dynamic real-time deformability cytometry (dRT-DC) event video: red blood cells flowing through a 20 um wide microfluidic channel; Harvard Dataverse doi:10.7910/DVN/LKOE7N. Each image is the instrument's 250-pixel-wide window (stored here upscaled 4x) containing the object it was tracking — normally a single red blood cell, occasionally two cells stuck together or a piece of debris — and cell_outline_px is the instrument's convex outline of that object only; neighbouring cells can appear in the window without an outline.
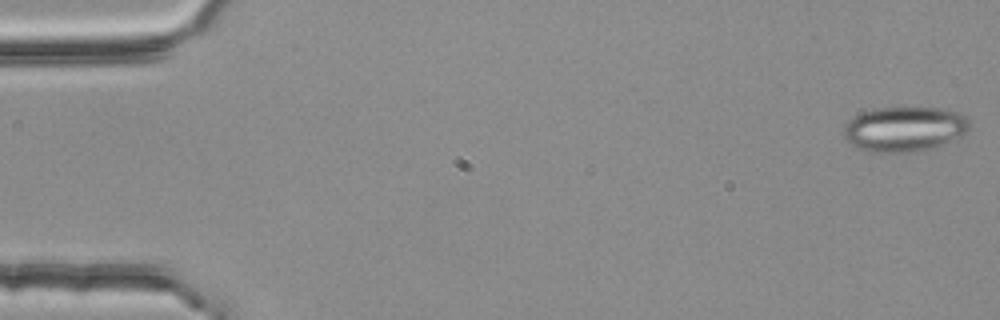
{"species": "common noctule bat (a hibernating species)", "species_latin": "Nyctalus noctula", "temperature_condition": "room temperature", "stored_images_in_passage": 39, "camera_frame_rate_fps": 3000, "um_per_image_px": 0.085, "animal": {"sex": "female", "body_mass_g": 25.1}, "frame": {"image": 1, "passage_image": 1, "time_ms": 0.0, "image_size_px": [1000, 320], "cell_outline_px": [[972, 124], [964, 132], [940, 144], [916, 152], [864, 152], [856, 148], [844, 136], [844, 128], [848, 120], [852, 116], [860, 112], [876, 108], [940, 108], [960, 112]], "centroid_in_image_um": [76.8, 10.96], "position_along_channel_um": 8.2, "area_um2": 32.71}}
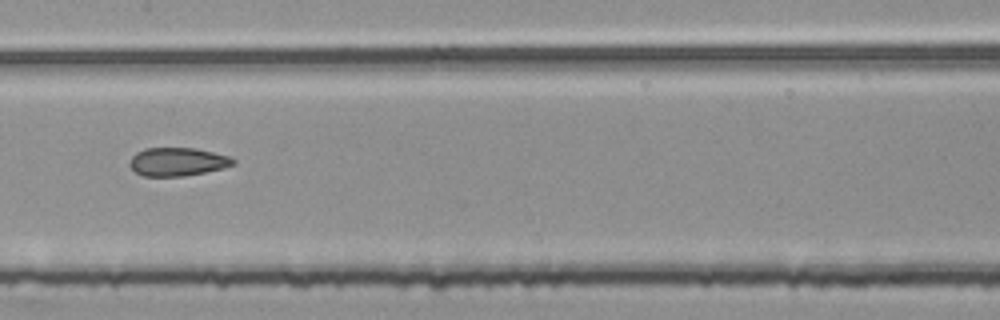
{"frame": {"image": 2, "passage_image": 27, "time_ms": 8.667, "image_size_px": [1000, 320], "cell_outline_px": [[236, 164], [224, 168], [184, 176], [144, 176], [136, 172], [128, 164], [132, 156], [136, 152], [144, 148], [196, 148], [228, 156], [236, 160]], "centroid_in_image_um": [15.09, 13.74], "position_along_channel_um": 192.3, "area_um2": 17.11}}
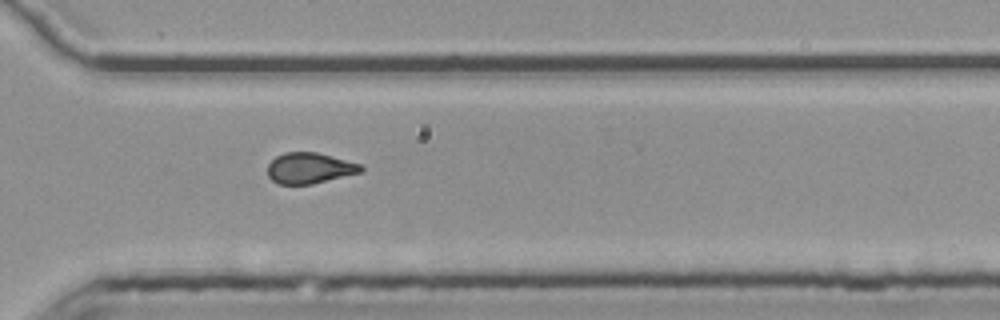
{"frame": {"image": 3, "passage_image": 39, "time_ms": 12.667, "image_size_px": [1000, 320], "cell_outline_px": [[364, 172], [312, 184], [280, 184], [272, 180], [268, 176], [268, 164], [276, 156], [284, 152], [316, 152], [332, 156], [360, 164], [364, 168]], "centroid_in_image_um": [26.33, 14.29], "position_along_channel_um": 344.3, "area_um2": 16.82}}